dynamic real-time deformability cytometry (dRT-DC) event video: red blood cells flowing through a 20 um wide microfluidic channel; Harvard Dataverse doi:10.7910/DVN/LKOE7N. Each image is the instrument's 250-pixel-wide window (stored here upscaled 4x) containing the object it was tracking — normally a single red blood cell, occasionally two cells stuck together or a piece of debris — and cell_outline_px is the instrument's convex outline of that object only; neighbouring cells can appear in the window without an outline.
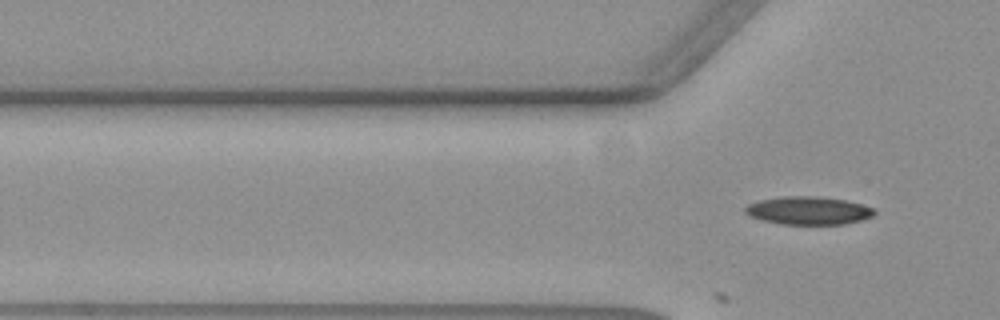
{"species": "common noctule bat (a hibernating species)", "species_latin": "Nyctalus noctula", "temperature_condition": "warm", "stored_images_in_passage": 2, "camera_frame_rate_fps": 3000, "um_per_image_px": 0.085, "animal": {"sex": "female", "body_mass_g": 19.3, "forearm_length_mm": 54.1}, "frame": {"image": 1, "passage_image": 2, "time_ms": 0.333, "image_size_px": [1000, 320], "cell_outline_px": [[876, 212], [872, 216], [860, 220], [844, 224], [780, 224], [760, 220], [748, 216], [744, 212], [744, 208], [748, 204], [760, 200], [780, 196], [816, 196], [844, 200], [876, 208]], "centroid_in_image_um": [68.67, 17.9], "position_along_channel_um": 57.1, "area_um2": 21.21}}